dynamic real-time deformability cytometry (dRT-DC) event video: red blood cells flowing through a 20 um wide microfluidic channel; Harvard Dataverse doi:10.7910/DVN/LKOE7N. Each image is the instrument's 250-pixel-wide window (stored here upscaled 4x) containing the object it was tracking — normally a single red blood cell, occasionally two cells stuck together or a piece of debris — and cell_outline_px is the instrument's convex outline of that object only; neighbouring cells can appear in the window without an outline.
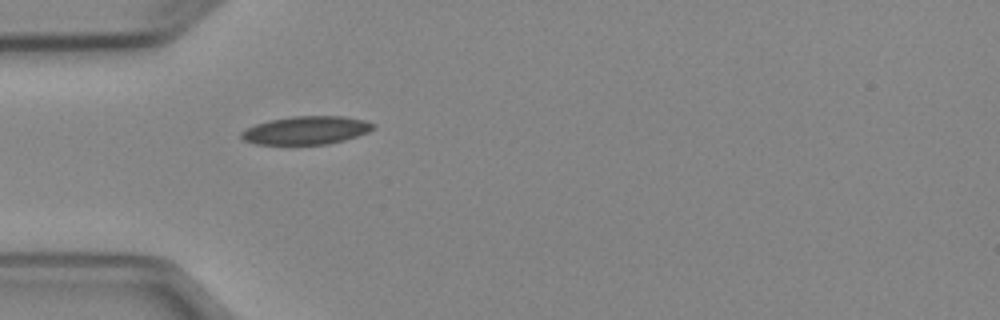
{"species": "Egyptian fruit bat (a non-hibernating species)", "species_latin": "Rousettus aegyptiacus", "temperature_condition": "cold", "stored_images_in_passage": 6, "camera_frame_rate_fps": 3000, "um_per_image_px": 0.085, "animal": {"sex": "female"}, "frame": {"image": 1, "passage_image": 6, "time_ms": 5.667, "image_size_px": [1000, 320], "cell_outline_px": [[376, 128], [368, 132], [344, 140], [328, 144], [256, 144], [244, 140], [240, 136], [240, 132], [256, 124], [268, 120], [292, 116], [344, 116], [364, 120], [376, 124]], "centroid_in_image_um": [26.05, 11.07], "position_along_channel_um": 59.0, "area_um2": 21.68}}